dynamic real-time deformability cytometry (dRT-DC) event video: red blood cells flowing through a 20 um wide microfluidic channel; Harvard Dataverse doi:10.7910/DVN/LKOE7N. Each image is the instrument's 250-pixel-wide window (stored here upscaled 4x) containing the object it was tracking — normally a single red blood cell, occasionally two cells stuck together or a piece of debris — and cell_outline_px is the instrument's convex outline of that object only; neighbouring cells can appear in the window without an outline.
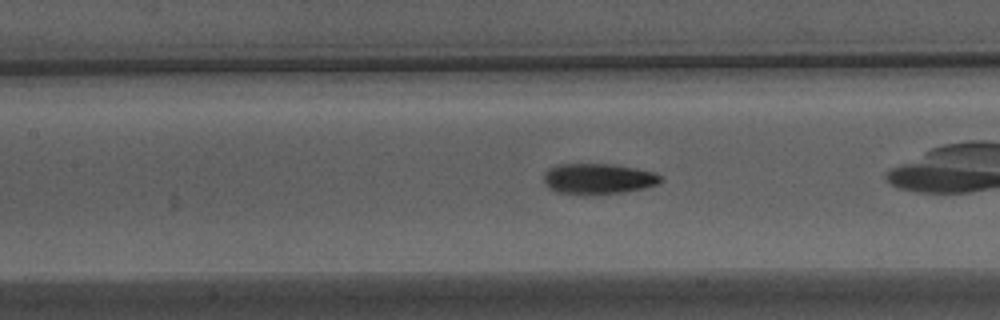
{"species": "Egyptian fruit bat (a non-hibernating species)", "species_latin": "Rousettus aegyptiacus", "temperature_condition": "warm", "stored_images_in_passage": 25, "camera_frame_rate_fps": 3000, "um_per_image_px": 0.085, "animal": {"sex": "male"}, "frame": {"image": 1, "passage_image": 8, "time_ms": 2.333, "image_size_px": [1000, 320], "cell_outline_px": [[664, 180], [656, 184], [644, 188], [624, 192], [584, 196], [556, 192], [548, 188], [544, 180], [544, 172], [548, 168], [560, 164], [616, 164], [656, 172], [664, 176]], "centroid_in_image_um": [50.86, 15.21], "position_along_channel_um": 156.5, "area_um2": 21.44}}
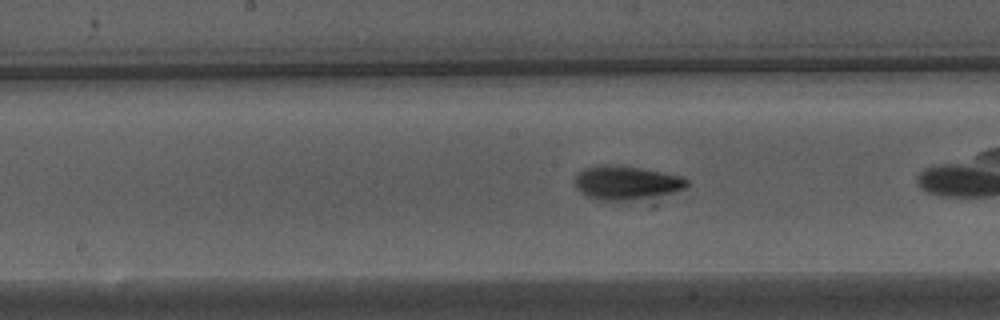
{"frame": {"image": 2, "passage_image": 11, "time_ms": 3.333, "image_size_px": [1000, 320], "cell_outline_px": [[688, 184], [684, 188], [672, 192], [624, 200], [600, 200], [588, 196], [576, 188], [576, 172], [584, 168], [604, 164], [636, 168], [660, 172], [680, 176], [688, 180]], "centroid_in_image_um": [53.17, 15.52], "position_along_channel_um": 195.0, "area_um2": 21.21}}